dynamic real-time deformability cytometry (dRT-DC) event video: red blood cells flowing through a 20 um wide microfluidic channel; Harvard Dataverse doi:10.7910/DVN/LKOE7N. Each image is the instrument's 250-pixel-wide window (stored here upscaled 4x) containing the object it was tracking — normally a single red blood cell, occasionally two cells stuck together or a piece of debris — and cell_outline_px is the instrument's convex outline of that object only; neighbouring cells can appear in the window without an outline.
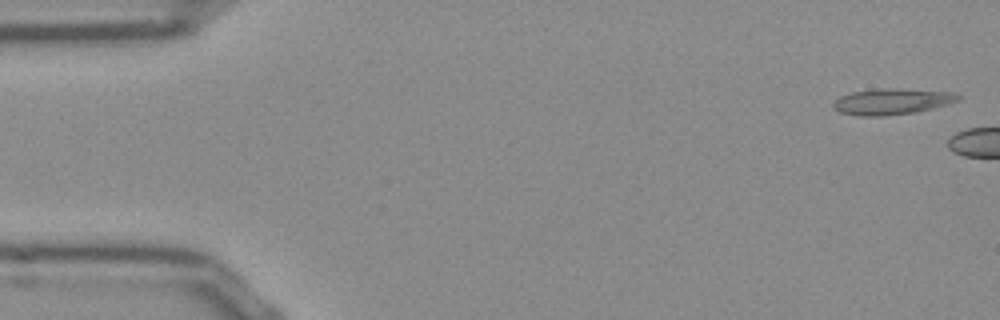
{"species": "Egyptian fruit bat (a non-hibernating species)", "species_latin": "Rousettus aegyptiacus", "temperature_condition": "room temperature", "stored_images_in_passage": 18, "camera_frame_rate_fps": 3000, "um_per_image_px": 0.085, "frame": {"image": 1, "passage_image": 1, "time_ms": 0.0, "image_size_px": [1000, 320], "cell_outline_px": [[964, 96], [960, 100], [948, 104], [916, 112], [884, 116], [860, 116], [840, 112], [832, 108], [832, 104], [840, 96], [852, 92], [876, 88], [892, 88], [952, 92]], "centroid_in_image_um": [75.82, 8.63], "position_along_channel_um": 9.2, "area_um2": 19.07}}
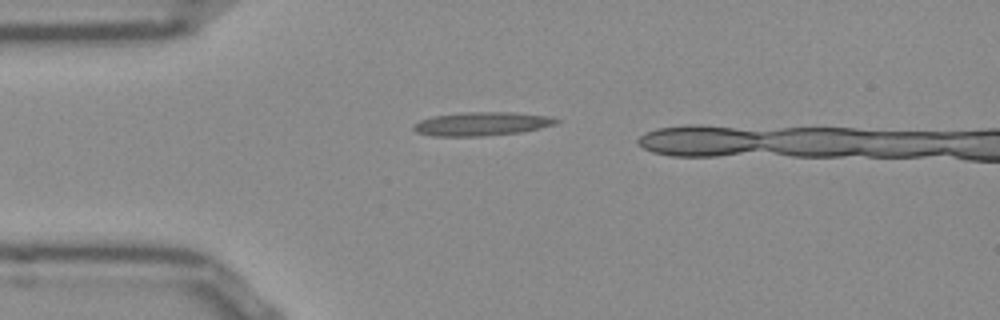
{"frame": {"image": 2, "passage_image": 12, "time_ms": 3.667, "image_size_px": [1000, 320], "cell_outline_px": [[560, 120], [556, 124], [520, 132], [484, 136], [432, 136], [416, 132], [412, 128], [420, 120], [432, 116], [464, 112], [512, 112], [552, 116]], "centroid_in_image_um": [40.96, 10.52], "position_along_channel_um": 44.0, "area_um2": 19.65}}
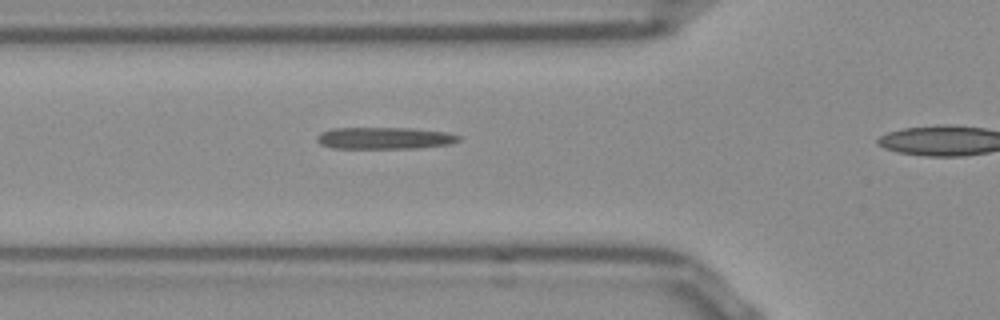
{"frame": {"image": 3, "passage_image": 17, "time_ms": 5.333, "image_size_px": [1000, 320], "cell_outline_px": [[460, 140], [448, 144], [416, 148], [332, 148], [320, 144], [316, 140], [316, 136], [320, 132], [332, 128], [412, 128], [448, 132], [460, 136]], "centroid_in_image_um": [32.65, 11.73], "position_along_channel_um": 93.2, "area_um2": 18.09}}